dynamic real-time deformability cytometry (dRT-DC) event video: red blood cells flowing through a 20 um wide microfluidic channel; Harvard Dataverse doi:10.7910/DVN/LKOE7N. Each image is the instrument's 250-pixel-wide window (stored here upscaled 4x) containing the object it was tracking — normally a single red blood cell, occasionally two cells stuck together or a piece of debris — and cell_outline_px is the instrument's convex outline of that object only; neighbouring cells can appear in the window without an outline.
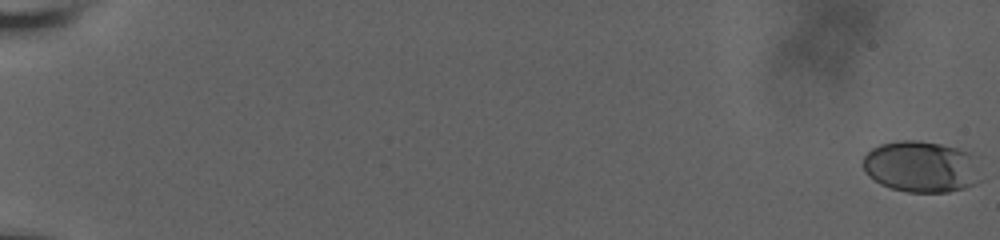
{"species": "human", "species_latin": "Homo sapiens", "temperature_condition": "room temperature", "stored_images_in_passage": 10, "camera_frame_rate_fps": 3000, "um_per_image_px": 0.085, "donor": {"sex": "male"}, "frame": {"image": 1, "passage_image": 1, "time_ms": 0.0, "image_size_px": [1000, 240], "cell_outline_px": [[972, 184], [964, 188], [948, 192], [908, 192], [892, 188], [880, 184], [868, 176], [864, 172], [864, 156], [872, 148], [880, 144], [900, 140], [916, 140], [940, 144], [956, 148], [968, 152]], "centroid_in_image_um": [78.08, 14.16], "position_along_channel_um": 6.9, "area_um2": 33.64}}